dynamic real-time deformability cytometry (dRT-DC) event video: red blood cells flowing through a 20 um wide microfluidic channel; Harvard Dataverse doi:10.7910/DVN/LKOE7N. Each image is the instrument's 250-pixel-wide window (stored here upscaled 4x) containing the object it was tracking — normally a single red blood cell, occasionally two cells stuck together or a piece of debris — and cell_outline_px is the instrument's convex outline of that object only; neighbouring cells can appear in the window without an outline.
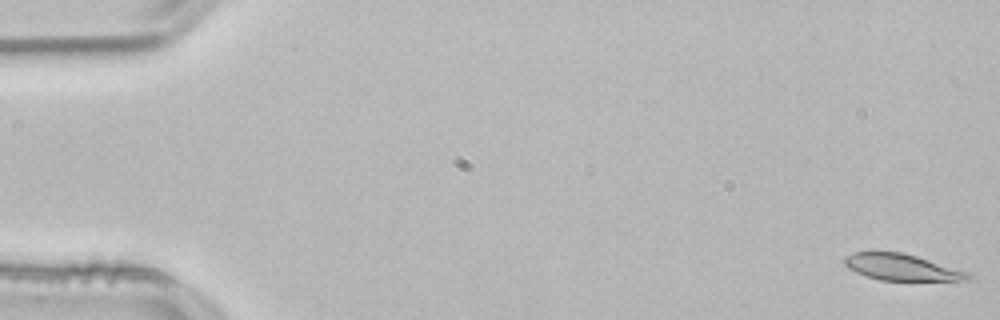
{"species": "common noctule bat (a hibernating species)", "species_latin": "Nyctalus noctula", "temperature_condition": "room temperature", "stored_images_in_passage": 14, "camera_frame_rate_fps": 3000, "um_per_image_px": 0.085, "animal": {"sex": "male", "body_mass_g": 21.5, "forearm_length_mm": 52.0}, "frame": {"image": 1, "passage_image": 1, "time_ms": 0.0, "image_size_px": [1000, 320], "cell_outline_px": [[972, 276], [968, 280], [880, 280], [856, 272], [848, 268], [844, 264], [844, 256], [856, 252], [904, 252], [968, 272]], "centroid_in_image_um": [76.62, 22.71], "position_along_channel_um": 8.4, "area_um2": 18.73}}
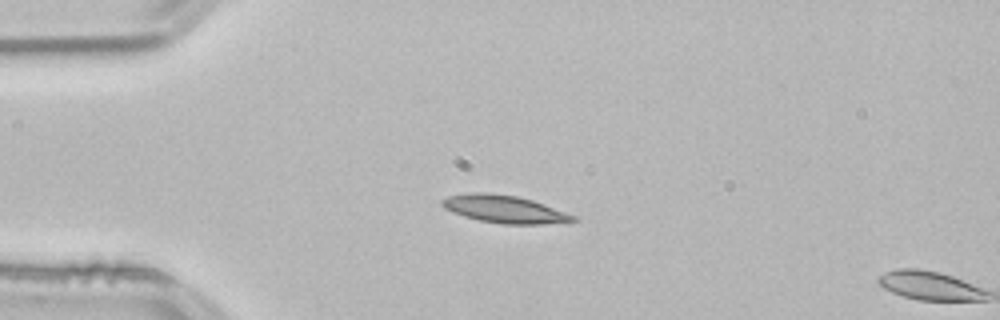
{"frame": {"image": 2, "passage_image": 13, "time_ms": 4.0, "image_size_px": [1000, 320], "cell_outline_px": [[580, 220], [544, 224], [504, 224], [480, 220], [464, 216], [452, 212], [444, 208], [440, 204], [440, 200], [448, 196], [468, 192], [488, 192], [516, 196], [532, 200], [544, 204], [576, 216]], "centroid_in_image_um": [42.84, 17.76], "position_along_channel_um": 42.2, "area_um2": 21.1}}